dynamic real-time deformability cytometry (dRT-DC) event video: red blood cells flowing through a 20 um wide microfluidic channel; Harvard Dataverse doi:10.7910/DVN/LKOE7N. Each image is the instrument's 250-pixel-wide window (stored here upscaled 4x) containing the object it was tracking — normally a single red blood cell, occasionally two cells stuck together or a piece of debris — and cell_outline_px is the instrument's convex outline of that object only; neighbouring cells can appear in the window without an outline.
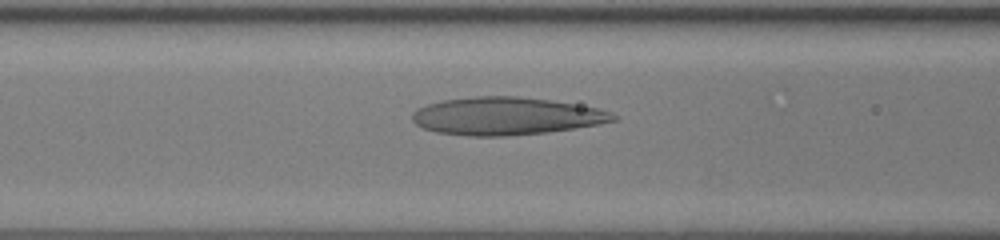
{"species": "human", "species_latin": "Homo sapiens", "temperature_condition": "room temperature", "stored_images_in_passage": 49, "camera_frame_rate_fps": 3000, "um_per_image_px": 0.085, "donor": {"sex": "female"}, "frame": {"image": 1, "passage_image": 21, "time_ms": 6.667, "image_size_px": [1000, 240], "cell_outline_px": [[616, 120], [600, 124], [548, 132], [504, 136], [468, 136], [436, 132], [424, 128], [416, 124], [412, 120], [412, 112], [416, 108], [428, 104], [444, 100], [476, 96], [516, 96], [552, 100], [596, 108], [612, 112], [616, 116]], "centroid_in_image_um": [43.0, 9.87], "position_along_channel_um": 123.6, "area_um2": 44.1}}
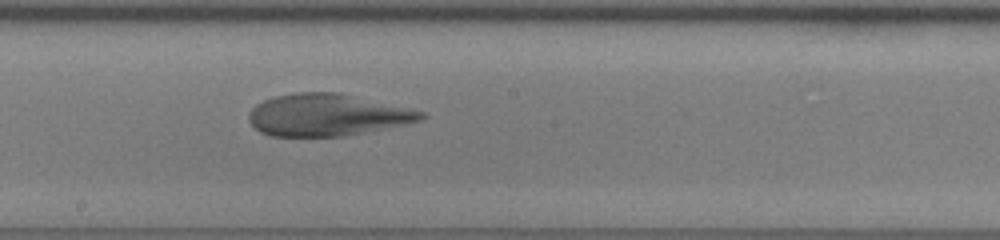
{"frame": {"image": 2, "passage_image": 28, "time_ms": 9.0, "image_size_px": [1000, 240], "cell_outline_px": [[428, 116], [424, 120], [344, 136], [272, 136], [260, 132], [248, 120], [248, 116], [252, 108], [256, 104], [264, 100], [276, 96], [296, 92], [340, 92], [412, 108], [424, 112]], "centroid_in_image_um": [27.84, 9.76], "position_along_channel_um": 220.4, "area_um2": 42.31}}
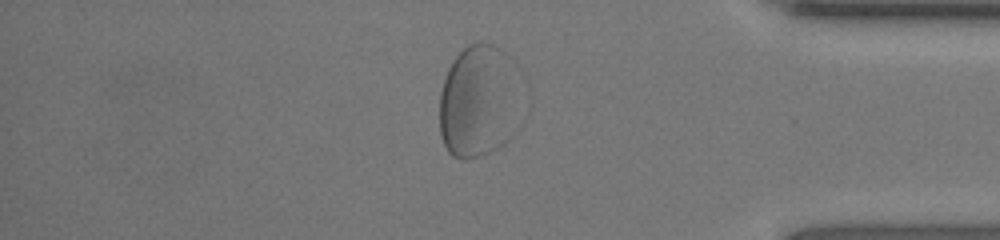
{"frame": {"image": 3, "passage_image": 42, "time_ms": 13.667, "image_size_px": [1000, 240], "cell_outline_px": [[520, 128], [504, 144], [488, 152], [464, 160], [452, 156], [448, 152], [440, 136], [440, 92], [448, 68], [452, 60], [468, 44], [480, 40], [484, 40], [500, 48], [516, 60]], "centroid_in_image_um": [40.72, 8.58], "position_along_channel_um": 394.5, "area_um2": 55.03}}